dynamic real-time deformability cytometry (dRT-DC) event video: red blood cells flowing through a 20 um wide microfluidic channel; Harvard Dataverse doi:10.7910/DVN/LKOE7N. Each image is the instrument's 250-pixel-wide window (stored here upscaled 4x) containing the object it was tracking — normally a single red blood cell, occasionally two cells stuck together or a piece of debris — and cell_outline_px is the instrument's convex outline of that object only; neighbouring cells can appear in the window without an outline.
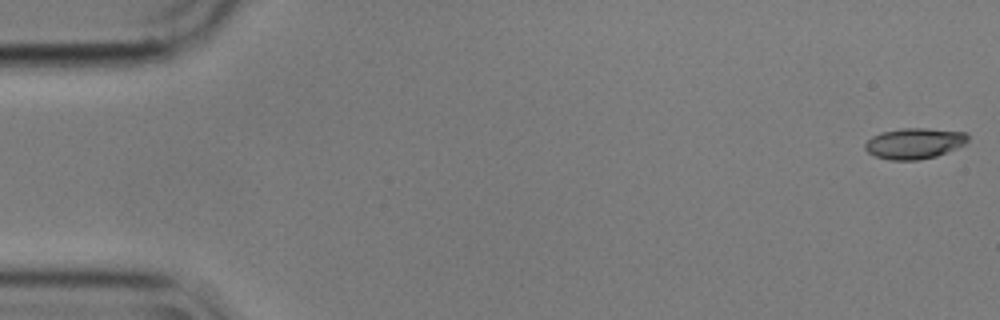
{"species": "common noctule bat (a hibernating species)", "species_latin": "Nyctalus noctula", "temperature_condition": "cold", "stored_images_in_passage": 11, "camera_frame_rate_fps": 3000, "um_per_image_px": 0.085, "animal": {"sex": "male", "body_mass_g": 17.9}, "frame": {"image": 1, "passage_image": 1, "time_ms": 0.0, "image_size_px": [1000, 320], "cell_outline_px": [[968, 140], [964, 144], [956, 148], [936, 156], [916, 160], [888, 160], [876, 156], [868, 152], [864, 148], [864, 144], [872, 136], [880, 132], [904, 128], [928, 128], [964, 132], [968, 136]], "centroid_in_image_um": [77.69, 12.18], "position_along_channel_um": 7.3, "area_um2": 18.38}}